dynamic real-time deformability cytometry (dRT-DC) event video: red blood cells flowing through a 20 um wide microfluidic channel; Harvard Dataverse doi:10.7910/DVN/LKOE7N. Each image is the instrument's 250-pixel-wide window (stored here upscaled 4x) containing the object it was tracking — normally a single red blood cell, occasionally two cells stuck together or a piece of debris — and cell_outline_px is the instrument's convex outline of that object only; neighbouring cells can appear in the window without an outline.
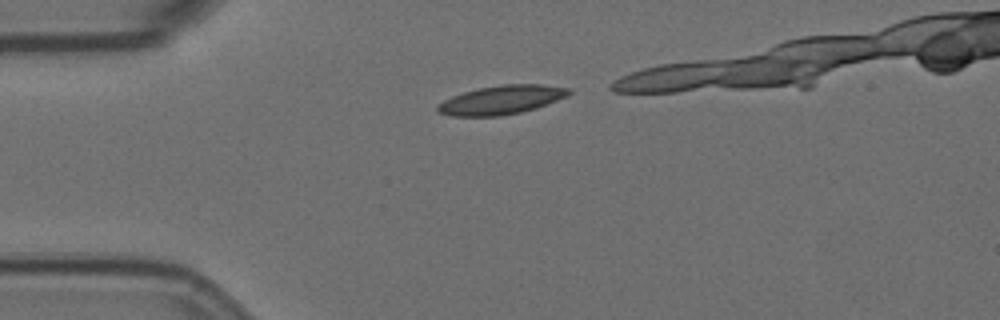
{"species": "Egyptian fruit bat (a non-hibernating species)", "species_latin": "Rousettus aegyptiacus", "temperature_condition": "room temperature", "stored_images_in_passage": 3, "camera_frame_rate_fps": 3000, "um_per_image_px": 0.085, "animal": {"sex": "female"}, "frame": {"image": 1, "passage_image": 1, "time_ms": 0.0, "image_size_px": [1000, 320], "cell_outline_px": [[572, 92], [568, 96], [536, 108], [520, 112], [500, 116], [452, 116], [440, 112], [436, 108], [436, 104], [452, 96], [464, 92], [480, 88], [500, 84], [540, 84], [572, 88]], "centroid_in_image_um": [42.65, 8.48], "position_along_channel_um": 42.3, "area_um2": 22.08}}